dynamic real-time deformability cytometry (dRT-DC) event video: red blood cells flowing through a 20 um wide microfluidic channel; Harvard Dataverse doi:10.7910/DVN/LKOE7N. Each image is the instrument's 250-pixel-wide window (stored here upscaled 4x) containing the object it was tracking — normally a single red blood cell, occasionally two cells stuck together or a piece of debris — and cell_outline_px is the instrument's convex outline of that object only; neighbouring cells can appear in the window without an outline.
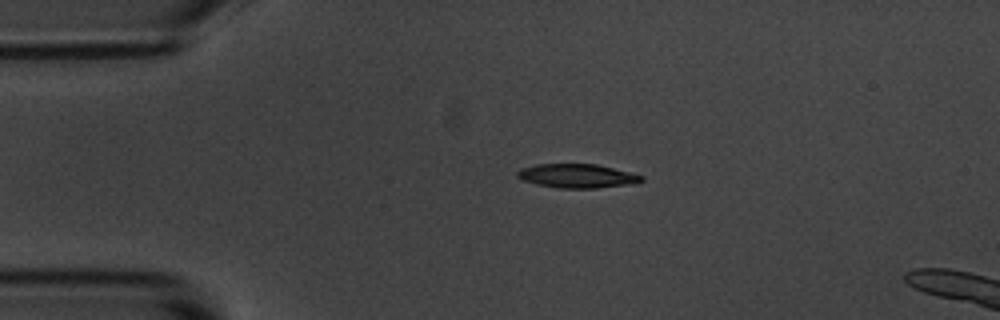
{"species": "common noctule bat (a hibernating species)", "species_latin": "Nyctalus noctula", "temperature_condition": "room temperature", "stored_images_in_passage": 4, "camera_frame_rate_fps": 3000, "um_per_image_px": 0.085, "animal": {"sex": "male", "body_mass_g": 20.1, "forearm_length_mm": 53.5}, "frame": {"image": 1, "passage_image": 2, "time_ms": 1.0, "image_size_px": [1000, 320], "cell_outline_px": [[644, 180], [636, 184], [596, 188], [560, 188], [536, 184], [524, 180], [516, 176], [516, 172], [520, 168], [536, 164], [596, 164], [644, 176]], "centroid_in_image_um": [49.06, 14.96], "position_along_channel_um": 35.9, "area_um2": 17.34}}